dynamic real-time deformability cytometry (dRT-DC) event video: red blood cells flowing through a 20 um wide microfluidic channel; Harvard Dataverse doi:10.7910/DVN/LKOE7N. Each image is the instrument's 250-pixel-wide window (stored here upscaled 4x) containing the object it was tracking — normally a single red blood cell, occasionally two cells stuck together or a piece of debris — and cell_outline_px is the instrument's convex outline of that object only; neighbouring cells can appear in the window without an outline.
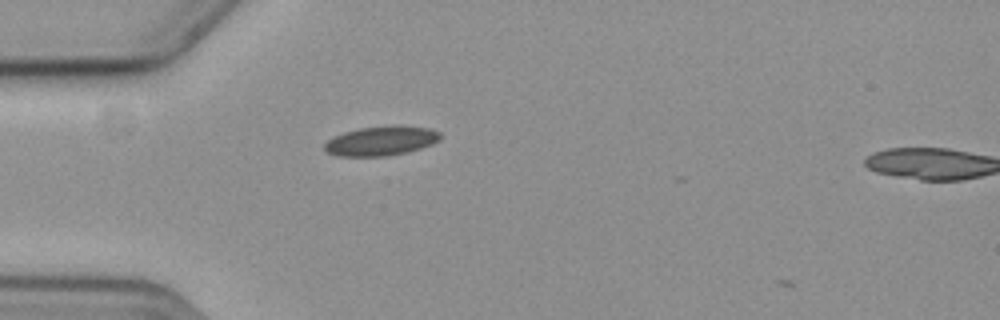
{"species": "common noctule bat (a hibernating species)", "species_latin": "Nyctalus noctula", "temperature_condition": "cold", "stored_images_in_passage": 6, "camera_frame_rate_fps": 3000, "um_per_image_px": 0.085, "animal": {"sex": "female", "body_mass_g": 19.3, "forearm_length_mm": 54.1}, "frame": {"image": 1, "passage_image": 4, "time_ms": 1.0, "image_size_px": [1000, 320], "cell_outline_px": [[440, 140], [432, 144], [408, 152], [388, 156], [336, 156], [324, 152], [324, 144], [328, 140], [344, 132], [360, 128], [396, 124], [400, 124], [432, 128], [440, 132]], "centroid_in_image_um": [32.42, 11.96], "position_along_channel_um": 52.6, "area_um2": 20.23}}